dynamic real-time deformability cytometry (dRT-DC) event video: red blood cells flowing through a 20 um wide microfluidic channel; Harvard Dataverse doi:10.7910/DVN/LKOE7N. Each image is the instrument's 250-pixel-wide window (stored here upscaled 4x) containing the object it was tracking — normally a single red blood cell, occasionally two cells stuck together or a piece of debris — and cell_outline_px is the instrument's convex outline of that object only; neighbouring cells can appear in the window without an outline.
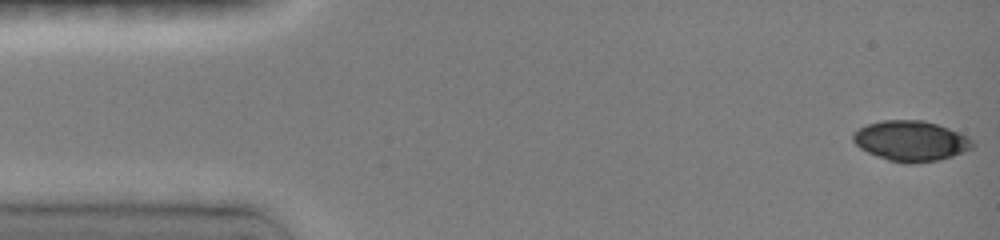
{"species": "common noctule bat (a hibernating species)", "species_latin": "Nyctalus noctula", "temperature_condition": "room temperature", "stored_images_in_passage": 37, "camera_frame_rate_fps": 3000, "um_per_image_px": 0.085, "animal": {"sex": "female", "body_mass_g": 19.0, "forearm_length_mm": 51.5}, "frame": {"image": 1, "passage_image": 1, "time_ms": 0.0, "image_size_px": [1000, 240], "cell_outline_px": [[976, 144], [972, 148], [964, 152], [940, 160], [912, 164], [908, 164], [888, 160], [868, 152], [860, 148], [852, 140], [852, 136], [860, 128], [868, 124], [884, 120], [924, 120], [948, 128], [968, 136]], "centroid_in_image_um": [77.46, 11.99], "position_along_channel_um": 7.5, "area_um2": 28.03}}
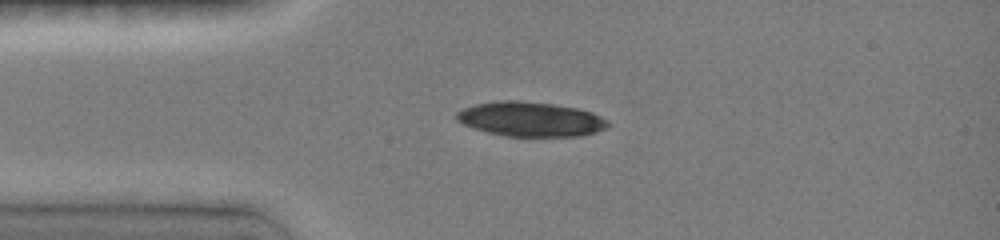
{"frame": {"image": 2, "passage_image": 10, "time_ms": 3.333, "image_size_px": [1000, 240], "cell_outline_px": [[612, 124], [608, 128], [596, 132], [580, 136], [504, 136], [488, 132], [464, 124], [456, 120], [456, 112], [464, 108], [476, 104], [500, 100], [520, 100], [552, 104], [576, 108], [592, 112], [608, 120]], "centroid_in_image_um": [45.14, 10.13], "position_along_channel_um": 39.9, "area_um2": 30.52}}